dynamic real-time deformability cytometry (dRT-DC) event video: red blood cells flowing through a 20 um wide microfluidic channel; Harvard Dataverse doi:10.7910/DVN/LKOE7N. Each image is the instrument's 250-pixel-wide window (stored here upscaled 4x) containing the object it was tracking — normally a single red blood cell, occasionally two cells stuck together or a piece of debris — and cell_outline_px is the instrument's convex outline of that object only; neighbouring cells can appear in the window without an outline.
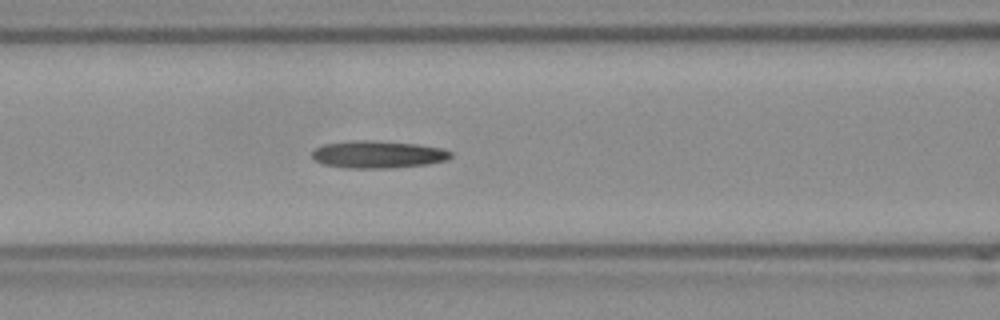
{"species": "Egyptian fruit bat (a non-hibernating species)", "species_latin": "Rousettus aegyptiacus", "temperature_condition": "room temperature", "stored_images_in_passage": 45, "camera_frame_rate_fps": 3000, "um_per_image_px": 0.085, "frame": {"image": 1, "passage_image": 20, "time_ms": 6.333, "image_size_px": [1000, 320], "cell_outline_px": [[452, 156], [448, 160], [428, 164], [392, 168], [340, 168], [320, 164], [312, 156], [312, 152], [316, 148], [324, 144], [348, 140], [372, 140], [416, 144], [440, 148], [452, 152]], "centroid_in_image_um": [32.09, 13.13], "position_along_channel_um": 134.5, "area_um2": 22.37}, "authors_computed_cell_mechanics": {"area_um2": 21.1548, "velocity_mm_per_s": 3.868, "shape_relaxation_time_tau1_ms": 9.909, "shape_relaxation_time_tau2_ms": null, "deformation_change_tau1": 0.2239, "deformation_change_tau2": null}}